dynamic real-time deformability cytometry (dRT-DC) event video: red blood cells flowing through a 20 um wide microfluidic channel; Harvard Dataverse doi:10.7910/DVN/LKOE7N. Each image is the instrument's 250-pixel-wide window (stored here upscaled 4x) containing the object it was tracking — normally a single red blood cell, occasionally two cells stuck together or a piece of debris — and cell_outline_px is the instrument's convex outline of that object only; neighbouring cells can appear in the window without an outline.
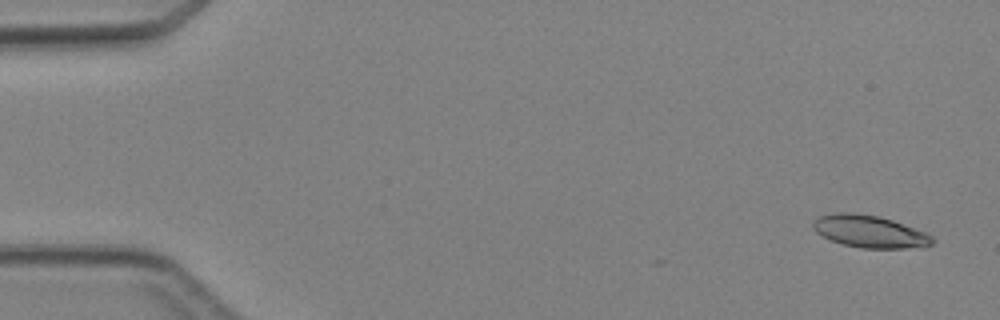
{"species": "Egyptian fruit bat (a non-hibernating species)", "species_latin": "Rousettus aegyptiacus", "temperature_condition": "cold", "stored_images_in_passage": 4, "camera_frame_rate_fps": 3000, "um_per_image_px": 0.085, "animal": {"sex": "female"}, "frame": {"image": 1, "passage_image": 1, "time_ms": 0.0, "image_size_px": [1000, 320], "cell_outline_px": [[936, 240], [932, 244], [924, 248], [860, 248], [844, 244], [832, 240], [816, 232], [812, 228], [812, 224], [820, 216], [840, 212], [848, 212], [880, 216], [892, 220], [924, 232], [932, 236]], "centroid_in_image_um": [73.97, 19.69], "position_along_channel_um": 11.0, "area_um2": 22.31}}